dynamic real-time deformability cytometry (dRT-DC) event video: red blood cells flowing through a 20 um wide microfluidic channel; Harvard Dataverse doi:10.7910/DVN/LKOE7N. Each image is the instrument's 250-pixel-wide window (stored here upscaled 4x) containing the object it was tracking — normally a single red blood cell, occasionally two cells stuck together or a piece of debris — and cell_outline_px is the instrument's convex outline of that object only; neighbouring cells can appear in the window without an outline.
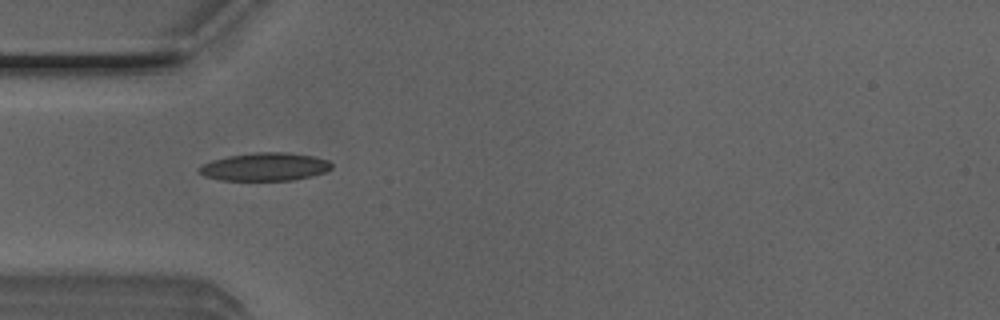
{"species": "Egyptian fruit bat (a non-hibernating species)", "species_latin": "Rousettus aegyptiacus", "temperature_condition": "room temperature", "stored_images_in_passage": 34, "camera_frame_rate_fps": 3000, "um_per_image_px": 0.085, "animal": {"sex": "male"}, "frame": {"image": 1, "passage_image": 1, "time_ms": 0.0, "image_size_px": [1000, 320], "cell_outline_px": [[332, 168], [324, 172], [312, 176], [292, 180], [220, 180], [204, 176], [196, 172], [196, 168], [200, 164], [212, 160], [228, 156], [256, 152], [288, 152], [312, 156], [328, 160], [332, 164]], "centroid_in_image_um": [22.46, 14.17], "position_along_channel_um": 62.5, "area_um2": 21.85}}
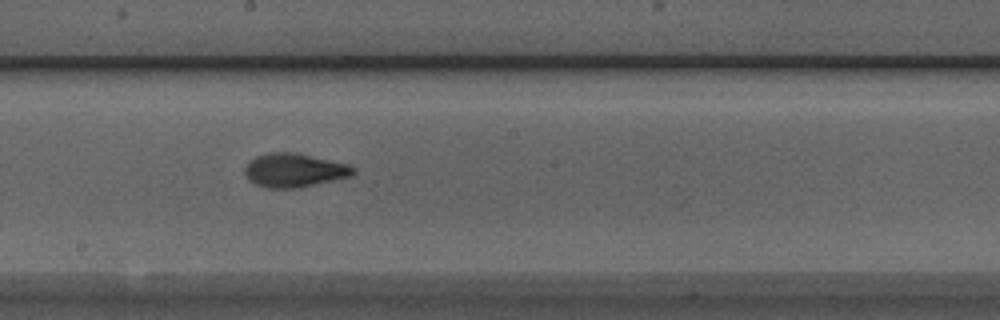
{"frame": {"image": 2, "passage_image": 13, "time_ms": 4.0, "image_size_px": [1000, 320], "cell_outline_px": [[356, 172], [352, 176], [300, 188], [268, 188], [256, 184], [248, 180], [244, 172], [244, 168], [256, 156], [268, 152], [292, 152], [348, 164], [356, 168]], "centroid_in_image_um": [25.02, 14.48], "position_along_channel_um": 223.2, "area_um2": 21.33}}
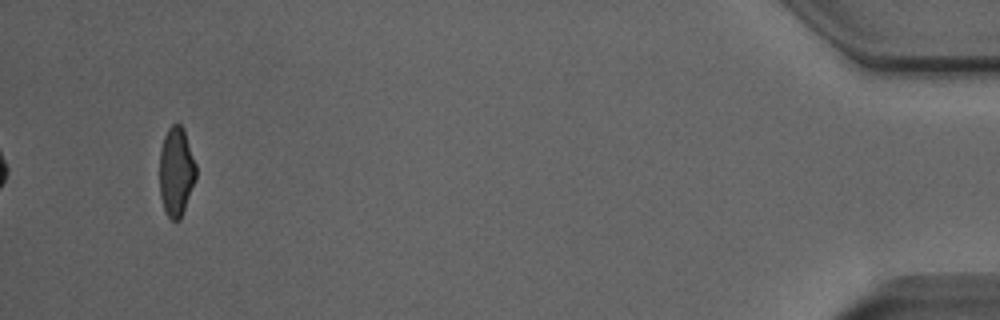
{"frame": {"image": 3, "passage_image": 34, "time_ms": 11.0, "image_size_px": [1000, 320], "cell_outline_px": [[196, 180], [180, 220], [172, 220], [168, 216], [164, 208], [160, 196], [160, 148], [164, 136], [168, 128], [172, 124], [180, 124], [184, 128], [196, 164]], "centroid_in_image_um": [14.99, 14.57], "position_along_channel_um": 420.2, "area_um2": 19.07}, "authors_computed_cell_mechanics": {"area_um2": 20.2878, "velocity_mm_per_s": 4.0242, "shape_relaxation_time_tau1_ms": 3.0419, "shape_relaxation_time_tau2_ms": 1.371, "deformation_change_tau1": 0.1771, "deformation_change_tau2": 0.0825}}